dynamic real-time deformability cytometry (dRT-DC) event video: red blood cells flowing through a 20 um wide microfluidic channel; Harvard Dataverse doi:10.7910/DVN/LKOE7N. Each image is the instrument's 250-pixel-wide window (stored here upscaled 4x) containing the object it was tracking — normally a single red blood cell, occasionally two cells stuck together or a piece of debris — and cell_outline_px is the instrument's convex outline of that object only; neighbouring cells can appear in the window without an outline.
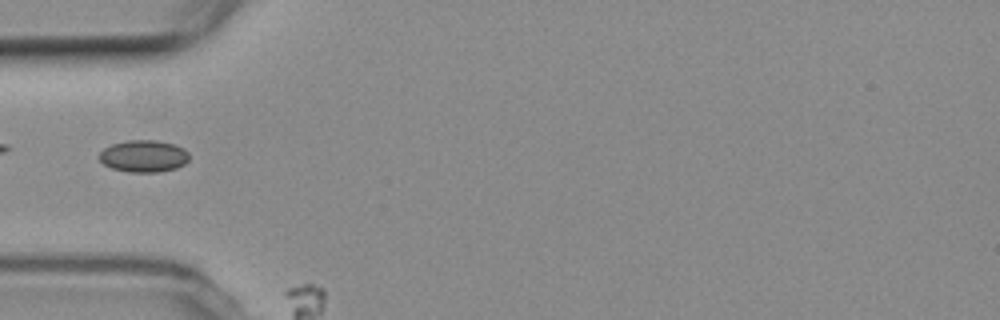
{"species": "common noctule bat (a hibernating species)", "species_latin": "Nyctalus noctula", "temperature_condition": "room temperature", "stored_images_in_passage": 5, "camera_frame_rate_fps": 3000, "um_per_image_px": 0.085, "animal": {"sex": "female", "body_mass_g": 19.3, "forearm_length_mm": 54.1}, "frame": {"image": 1, "passage_image": 3, "time_ms": 3.667, "image_size_px": [1000, 320], "cell_outline_px": [[188, 160], [184, 164], [176, 168], [156, 172], [128, 172], [112, 168], [104, 164], [96, 156], [104, 148], [112, 144], [128, 140], [156, 140], [172, 144], [184, 148], [188, 152]], "centroid_in_image_um": [12.18, 13.27], "position_along_channel_um": 72.8, "area_um2": 16.76}}